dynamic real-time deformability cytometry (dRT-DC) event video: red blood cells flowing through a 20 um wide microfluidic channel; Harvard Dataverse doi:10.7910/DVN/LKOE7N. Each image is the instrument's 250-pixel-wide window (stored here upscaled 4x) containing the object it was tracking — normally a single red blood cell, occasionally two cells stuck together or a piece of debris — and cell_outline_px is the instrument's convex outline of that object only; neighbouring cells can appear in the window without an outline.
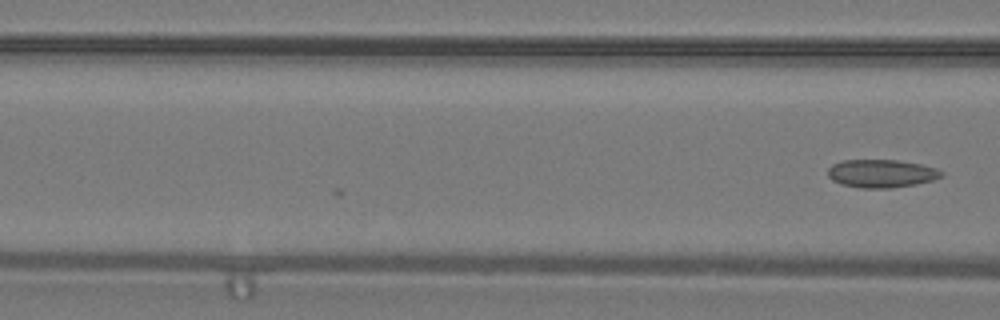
{"species": "common noctule bat (a hibernating species)", "species_latin": "Nyctalus noctula", "temperature_condition": "warm", "stored_images_in_passage": 4, "camera_frame_rate_fps": 3000, "um_per_image_px": 0.085, "animal": {"sex": "male", "body_mass_g": 19.2, "forearm_length_mm": 51.8}, "frame": {"image": 1, "passage_image": 4, "time_ms": 1.0, "image_size_px": [1000, 320], "cell_outline_px": [[944, 176], [932, 180], [916, 184], [892, 188], [860, 188], [840, 184], [832, 180], [828, 176], [828, 168], [832, 164], [844, 160], [896, 160], [920, 164], [936, 168], [944, 172]], "centroid_in_image_um": [74.92, 14.75], "position_along_channel_um": 91.7, "area_um2": 18.67}}